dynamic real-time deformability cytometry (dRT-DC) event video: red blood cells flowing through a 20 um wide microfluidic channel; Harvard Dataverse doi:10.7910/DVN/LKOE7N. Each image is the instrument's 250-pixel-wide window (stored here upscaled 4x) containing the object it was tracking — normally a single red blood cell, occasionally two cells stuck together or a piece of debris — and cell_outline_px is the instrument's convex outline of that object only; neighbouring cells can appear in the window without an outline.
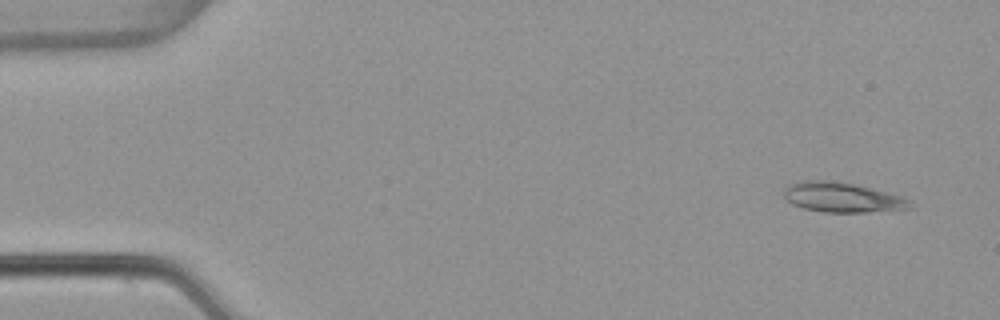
{"species": "common noctule bat (a hibernating species)", "species_latin": "Nyctalus noctula", "temperature_condition": "warm", "stored_images_in_passage": 5, "camera_frame_rate_fps": 3000, "um_per_image_px": 0.085, "animal": {"sex": "female", "body_mass_g": 22.7, "forearm_length_mm": 54.2}, "frame": {"image": 1, "passage_image": 1, "time_ms": 0.0, "image_size_px": [1000, 320], "cell_outline_px": [[912, 208], [868, 212], [824, 212], [804, 208], [792, 204], [784, 196], [784, 188], [788, 184], [804, 180], [832, 180], [872, 188], [904, 196], [912, 204]], "centroid_in_image_um": [71.59, 16.77], "position_along_channel_um": 13.4, "area_um2": 21.96}}
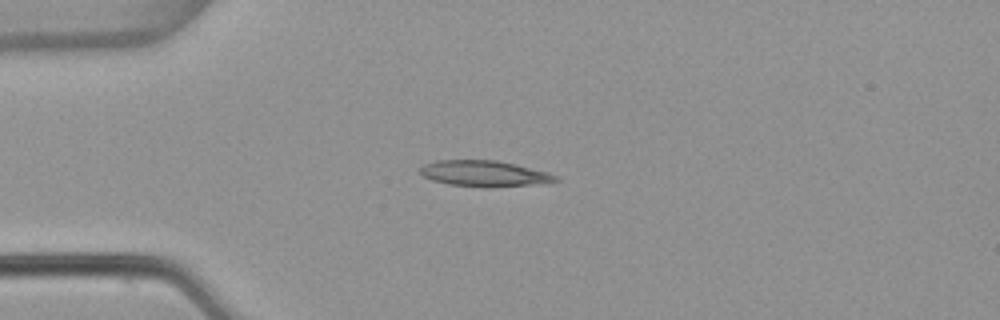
{"frame": {"image": 2, "passage_image": 3, "time_ms": 0.667, "image_size_px": [1000, 320], "cell_outline_px": [[560, 180], [548, 184], [492, 188], [484, 188], [448, 184], [432, 180], [424, 176], [420, 172], [420, 168], [424, 164], [436, 160], [496, 160], [516, 164], [548, 172], [556, 176]], "centroid_in_image_um": [41.24, 14.77], "position_along_channel_um": 43.8, "area_um2": 20.98}}
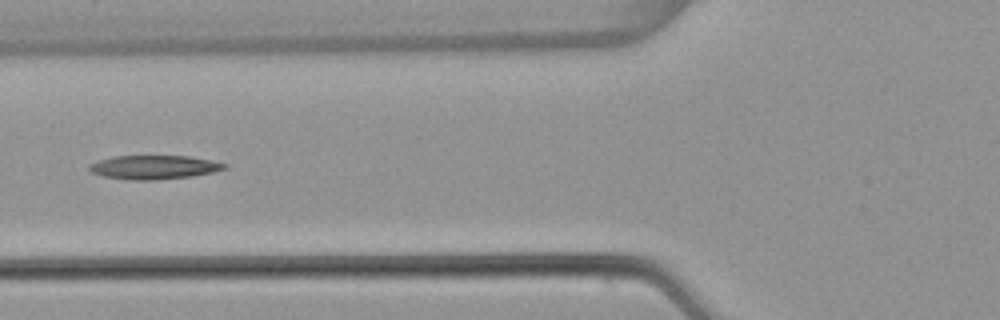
{"frame": {"image": 3, "passage_image": 5, "time_ms": 1.333, "image_size_px": [1000, 320], "cell_outline_px": [[228, 168], [212, 172], [192, 176], [156, 180], [132, 180], [104, 176], [92, 172], [88, 168], [88, 164], [96, 160], [116, 156], [188, 156], [212, 160], [228, 164]], "centroid_in_image_um": [13.1, 14.21], "position_along_channel_um": 112.7, "area_um2": 18.84}}